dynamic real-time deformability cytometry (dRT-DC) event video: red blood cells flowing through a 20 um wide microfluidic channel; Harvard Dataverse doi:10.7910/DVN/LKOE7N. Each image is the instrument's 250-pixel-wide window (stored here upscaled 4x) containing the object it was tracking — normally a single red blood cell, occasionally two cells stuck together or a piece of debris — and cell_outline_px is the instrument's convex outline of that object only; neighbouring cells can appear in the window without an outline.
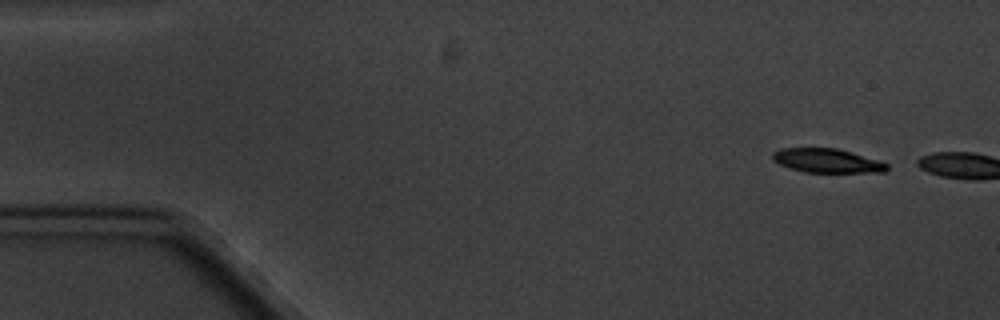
{"species": "common noctule bat (a hibernating species)", "species_latin": "Nyctalus noctula", "temperature_condition": "cold", "stored_images_in_passage": 2, "camera_frame_rate_fps": 3000, "um_per_image_px": 0.085, "animal": {"sex": "male", "body_mass_g": 20.1, "forearm_length_mm": 53.5}, "frame": {"image": 1, "passage_image": 1, "time_ms": 0.0, "image_size_px": [1000, 320], "cell_outline_px": [[888, 168], [884, 172], [804, 172], [780, 164], [772, 160], [772, 152], [780, 148], [836, 148], [852, 152], [888, 164]], "centroid_in_image_um": [70.26, 13.65], "position_along_channel_um": 14.7, "area_um2": 15.84}}